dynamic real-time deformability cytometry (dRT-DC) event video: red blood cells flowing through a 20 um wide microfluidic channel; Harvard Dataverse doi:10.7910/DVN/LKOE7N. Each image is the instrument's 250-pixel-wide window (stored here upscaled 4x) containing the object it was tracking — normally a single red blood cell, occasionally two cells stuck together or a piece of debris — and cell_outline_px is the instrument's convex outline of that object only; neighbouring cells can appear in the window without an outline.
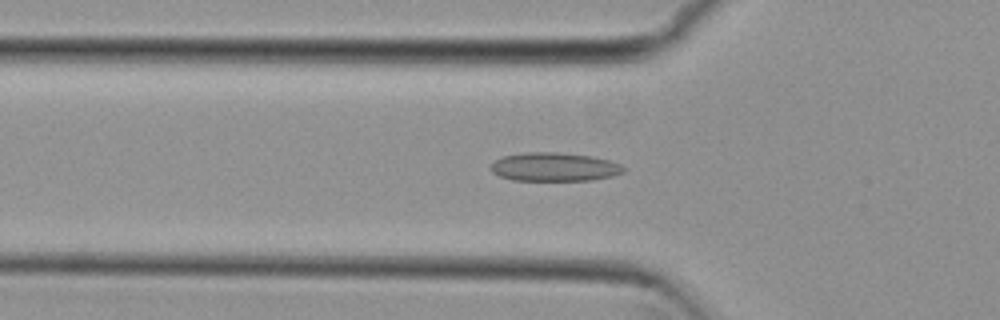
{"species": "common noctule bat (a hibernating species)", "species_latin": "Nyctalus noctula", "temperature_condition": "cold", "stored_images_in_passage": 47, "camera_frame_rate_fps": 3000, "um_per_image_px": 0.085, "animal": {"sex": "female", "body_mass_g": 29.2, "forearm_length_mm": 56.3}, "frame": {"image": 1, "passage_image": 11, "time_ms": 3.333, "image_size_px": [1000, 320], "cell_outline_px": [[624, 172], [612, 176], [592, 180], [512, 180], [500, 176], [492, 172], [488, 168], [496, 160], [504, 156], [524, 152], [556, 152], [592, 156], [608, 160], [620, 164], [624, 168]], "centroid_in_image_um": [47.1, 14.19], "position_along_channel_um": 78.7, "area_um2": 22.08}}
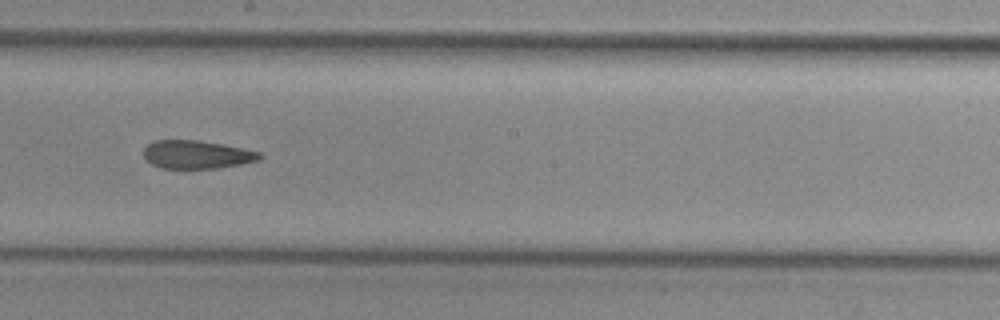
{"frame": {"image": 2, "passage_image": 23, "time_ms": 7.333, "image_size_px": [1000, 320], "cell_outline_px": [[264, 156], [260, 160], [220, 168], [160, 168], [152, 164], [144, 156], [144, 148], [148, 144], [156, 140], [196, 140], [220, 144], [260, 152]], "centroid_in_image_um": [16.73, 13.14], "position_along_channel_um": 231.5, "area_um2": 18.9}}
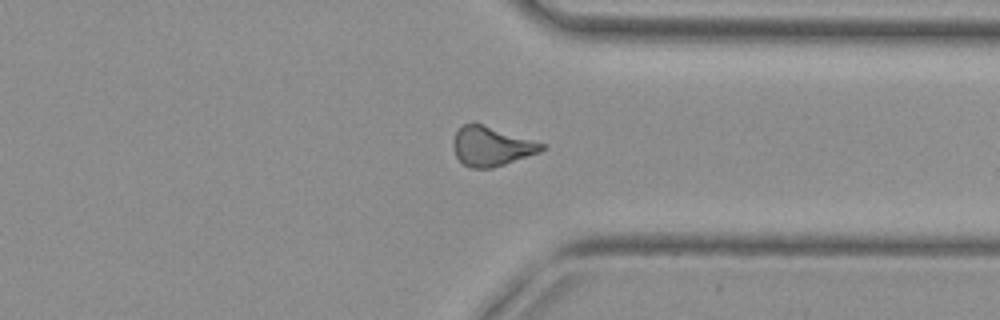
{"frame": {"image": 3, "passage_image": 34, "time_ms": 11.0, "image_size_px": [1000, 320], "cell_outline_px": [[544, 148], [540, 152], [492, 168], [472, 168], [464, 164], [456, 156], [452, 144], [456, 132], [464, 124], [480, 124], [544, 144]], "centroid_in_image_um": [41.73, 12.46], "position_along_channel_um": 369.7, "area_um2": 19.59}, "authors_computed_cell_mechanics": {"area_um2": 20.1144, "velocity_mm_per_s": 3.806, "shape_relaxation_time_tau1_ms": null, "shape_relaxation_time_tau2_ms": 3.5369, "deformation_change_tau1": null, "deformation_change_tau2": 0.1018}}